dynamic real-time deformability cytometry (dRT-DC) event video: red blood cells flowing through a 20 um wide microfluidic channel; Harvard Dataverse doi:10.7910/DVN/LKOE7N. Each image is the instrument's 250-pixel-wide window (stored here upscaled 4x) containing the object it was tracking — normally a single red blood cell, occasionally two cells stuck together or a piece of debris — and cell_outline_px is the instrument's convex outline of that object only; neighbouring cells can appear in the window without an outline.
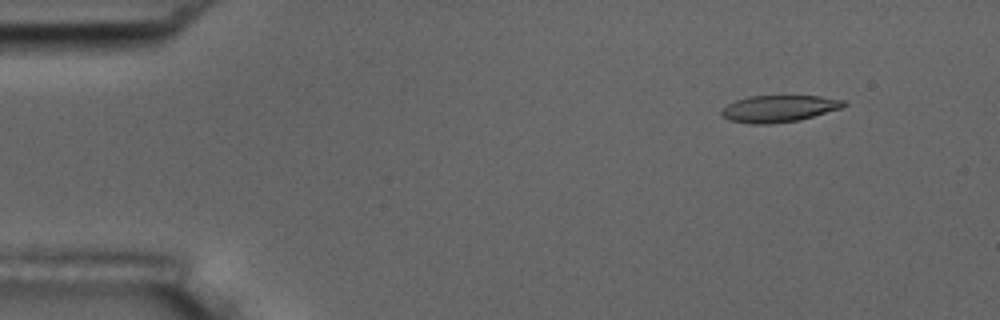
{"species": "common noctule bat (a hibernating species)", "species_latin": "Nyctalus noctula", "temperature_condition": "room temperature", "stored_images_in_passage": 8, "camera_frame_rate_fps": 3000, "um_per_image_px": 0.085, "animal": {"sex": "male", "body_mass_g": 17.5, "forearm_length_mm": 52.3}, "frame": {"image": 1, "passage_image": 2, "time_ms": 1.0, "image_size_px": [1000, 320], "cell_outline_px": [[848, 104], [840, 108], [800, 120], [772, 124], [752, 124], [728, 120], [720, 112], [728, 104], [736, 100], [752, 96], [820, 96], [844, 100]], "centroid_in_image_um": [66.21, 9.24], "position_along_channel_um": 18.8, "area_um2": 18.96}}
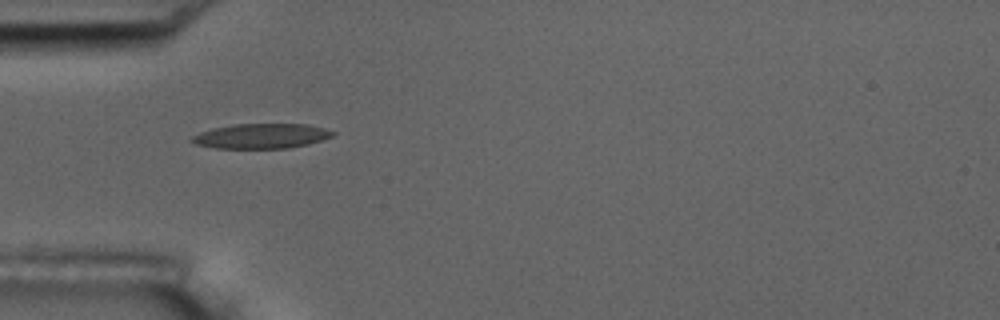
{"frame": {"image": 2, "passage_image": 5, "time_ms": 4.667, "image_size_px": [1000, 320], "cell_outline_px": [[336, 132], [332, 136], [308, 144], [288, 148], [216, 148], [196, 144], [188, 140], [192, 136], [200, 132], [212, 128], [232, 124], [308, 124], [324, 128]], "centroid_in_image_um": [22.18, 11.56], "position_along_channel_um": 62.8, "area_um2": 20.4}}
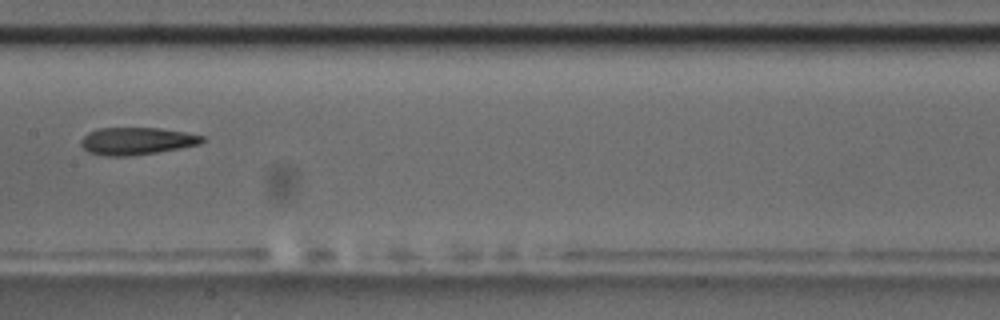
{"frame": {"image": 3, "passage_image": 8, "time_ms": 8.333, "image_size_px": [1000, 320], "cell_outline_px": [[208, 140], [200, 144], [180, 148], [156, 152], [128, 156], [104, 156], [88, 152], [80, 144], [80, 140], [88, 132], [96, 128], [160, 128], [184, 132], [204, 136]], "centroid_in_image_um": [11.61, 11.98], "position_along_channel_um": 195.8, "area_um2": 19.42}}